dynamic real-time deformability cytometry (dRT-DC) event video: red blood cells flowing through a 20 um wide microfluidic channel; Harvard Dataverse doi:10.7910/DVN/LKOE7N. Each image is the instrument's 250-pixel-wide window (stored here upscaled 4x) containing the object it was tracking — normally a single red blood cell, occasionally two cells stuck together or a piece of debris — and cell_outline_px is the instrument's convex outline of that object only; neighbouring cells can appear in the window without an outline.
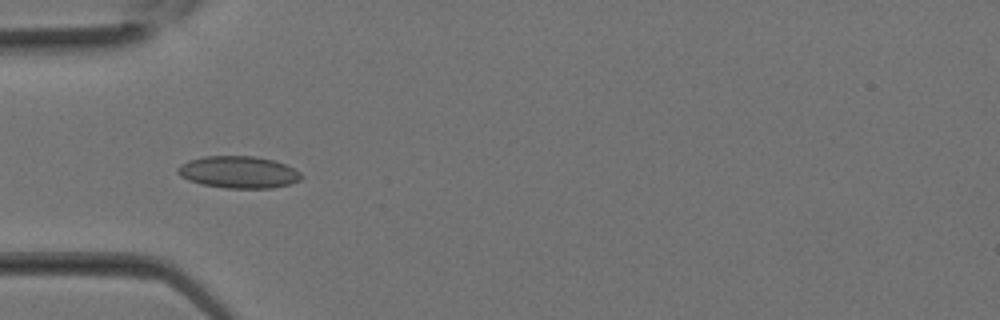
{"species": "Egyptian fruit bat (a non-hibernating species)", "species_latin": "Rousettus aegyptiacus", "temperature_condition": "room temperature", "stored_images_in_passage": 13, "camera_frame_rate_fps": 3000, "um_per_image_px": 0.085, "animal": {"sex": "female"}, "frame": {"image": 1, "passage_image": 8, "time_ms": 2.333, "image_size_px": [1000, 320], "cell_outline_px": [[304, 176], [300, 180], [288, 184], [272, 188], [228, 188], [204, 184], [188, 180], [180, 176], [176, 172], [176, 168], [180, 164], [188, 160], [204, 156], [256, 156], [276, 160], [300, 172]], "centroid_in_image_um": [20.26, 14.62], "position_along_channel_um": 64.7, "area_um2": 23.12}}
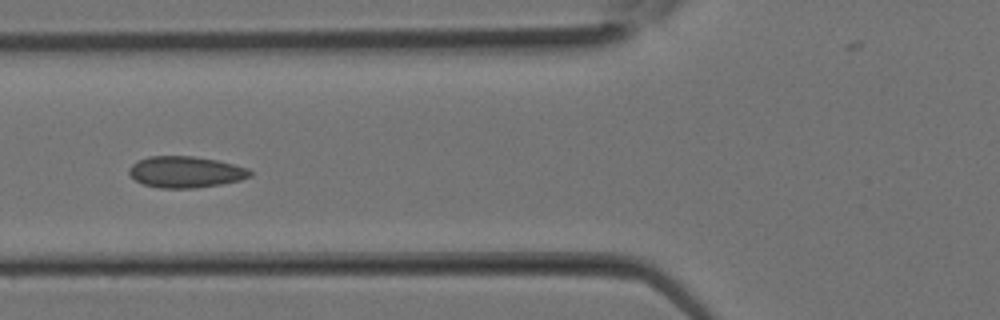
{"frame": {"image": 2, "passage_image": 10, "time_ms": 3.0, "image_size_px": [1000, 320], "cell_outline_px": [[252, 176], [240, 180], [220, 184], [196, 188], [160, 188], [144, 184], [136, 180], [128, 172], [128, 168], [136, 160], [148, 156], [192, 156], [216, 160], [248, 168], [252, 172]], "centroid_in_image_um": [15.76, 14.61], "position_along_channel_um": 110.0, "area_um2": 22.08}}
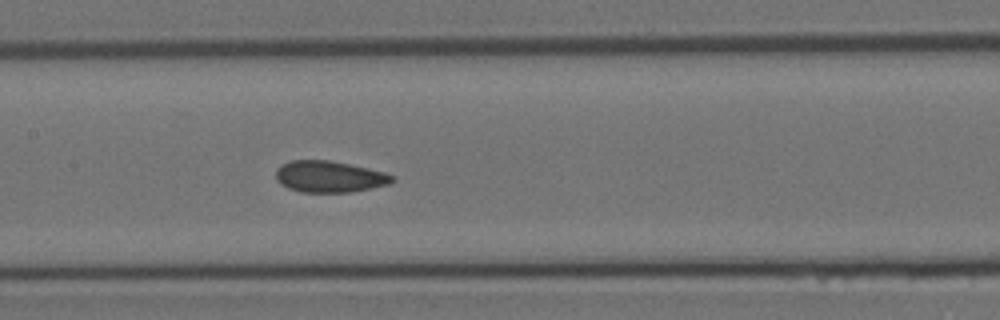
{"frame": {"image": 3, "passage_image": 13, "time_ms": 4.0, "image_size_px": [1000, 320], "cell_outline_px": [[396, 180], [388, 184], [372, 188], [348, 192], [300, 192], [288, 188], [280, 184], [276, 180], [276, 168], [280, 164], [292, 160], [328, 160], [368, 168], [384, 172], [396, 176]], "centroid_in_image_um": [27.98, 15.01], "position_along_channel_um": 179.4, "area_um2": 21.44}}